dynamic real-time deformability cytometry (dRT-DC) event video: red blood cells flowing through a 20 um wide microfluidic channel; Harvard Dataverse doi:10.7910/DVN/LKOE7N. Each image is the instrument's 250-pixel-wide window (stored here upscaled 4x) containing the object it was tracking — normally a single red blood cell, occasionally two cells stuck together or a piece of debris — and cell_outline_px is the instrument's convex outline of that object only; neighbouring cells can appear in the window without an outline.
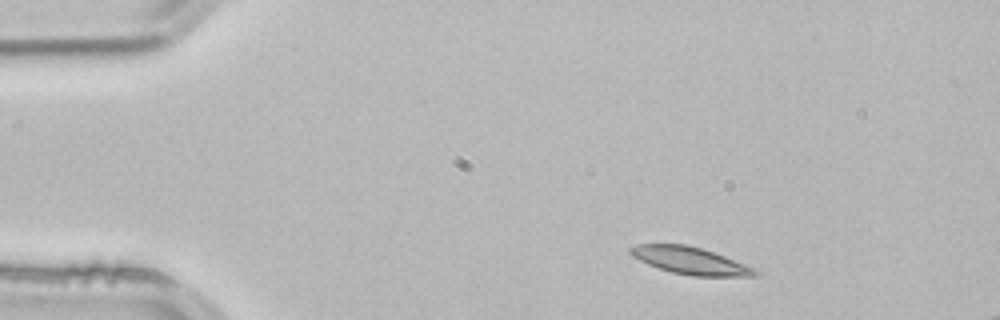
{"species": "common noctule bat (a hibernating species)", "species_latin": "Nyctalus noctula", "temperature_condition": "room temperature", "stored_images_in_passage": 3, "segment_of_instrument_passage": [1, 2], "camera_frame_rate_fps": 3000, "um_per_image_px": 0.085, "animal": {"sex": "male", "body_mass_g": 21.5, "forearm_length_mm": 52.0}, "frame": {"image": 1, "passage_image": 1, "time_ms": 0.0, "image_size_px": [1000, 320], "cell_outline_px": [[760, 276], [692, 276], [672, 272], [648, 264], [632, 256], [628, 252], [628, 248], [636, 244], [688, 244], [724, 256], [744, 264], [760, 272]], "centroid_in_image_um": [58.64, 22.15], "position_along_channel_um": 26.4, "area_um2": 19.59}}